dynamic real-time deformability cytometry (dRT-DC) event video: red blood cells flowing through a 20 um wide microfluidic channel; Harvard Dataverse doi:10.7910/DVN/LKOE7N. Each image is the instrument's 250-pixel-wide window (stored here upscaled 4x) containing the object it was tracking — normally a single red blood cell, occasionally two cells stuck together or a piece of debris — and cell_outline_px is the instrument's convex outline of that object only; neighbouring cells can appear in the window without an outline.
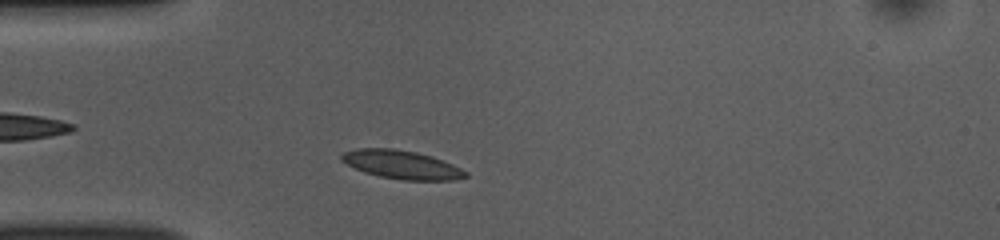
{"species": "common noctule bat (a hibernating species)", "species_latin": "Nyctalus noctula", "temperature_condition": "room temperature", "stored_images_in_passage": 43, "camera_frame_rate_fps": 3000, "um_per_image_px": 0.085, "animal": {"sex": "female", "body_mass_g": 10.0, "forearm_length_mm": 53.1}, "frame": {"image": 1, "passage_image": 5, "time_ms": 1.333, "image_size_px": [1000, 240], "cell_outline_px": [[468, 176], [456, 180], [400, 180], [380, 176], [364, 172], [340, 160], [340, 156], [344, 152], [356, 148], [392, 148], [416, 152], [432, 156], [452, 164], [468, 172]], "centroid_in_image_um": [34.15, 13.99], "position_along_channel_um": 50.9, "area_um2": 20.58}}
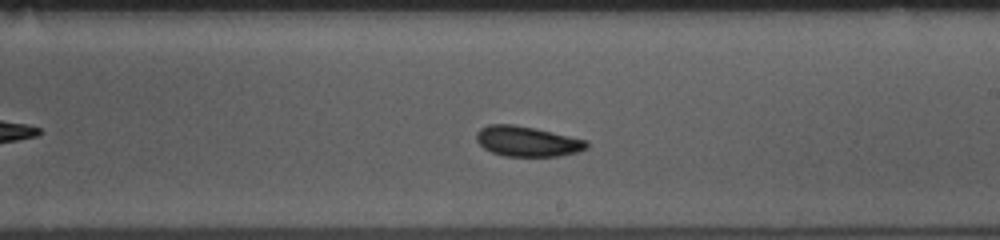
{"frame": {"image": 2, "passage_image": 21, "time_ms": 6.667, "image_size_px": [1000, 240], "cell_outline_px": [[588, 148], [576, 152], [560, 156], [504, 156], [492, 152], [484, 148], [476, 140], [476, 132], [480, 128], [488, 124], [512, 124], [536, 128], [588, 140]], "centroid_in_image_um": [44.82, 12.01], "position_along_channel_um": 244.2, "area_um2": 19.54}}
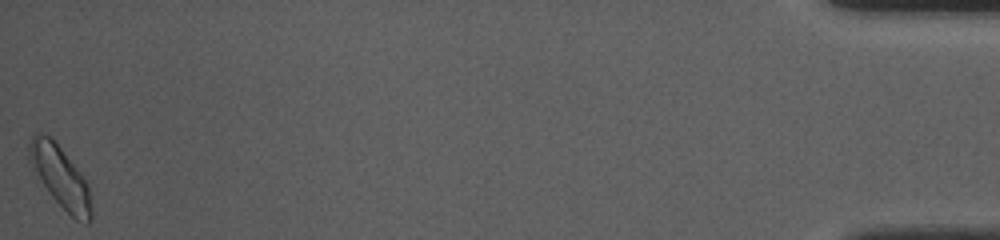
{"frame": {"image": 3, "passage_image": 43, "time_ms": 14.0, "image_size_px": [1000, 240], "cell_outline_px": [[92, 216], [88, 224], [76, 220], [48, 192], [28, 164], [28, 144], [32, 136], [36, 132], [40, 132], [48, 136], [60, 148], [80, 172], [88, 184], [92, 212]], "centroid_in_image_um": [5.09, 15.03], "position_along_channel_um": 430.1, "area_um2": 22.08}, "authors_computed_cell_mechanics": {"area_um2": 19.5364, "velocity_mm_per_s": 3.8102, "shape_relaxation_time_tau1_ms": 1.5687, "shape_relaxation_time_tau2_ms": 3.6016, "deformation_change_tau1": 0.0885, "deformation_change_tau2": 0.0898}}